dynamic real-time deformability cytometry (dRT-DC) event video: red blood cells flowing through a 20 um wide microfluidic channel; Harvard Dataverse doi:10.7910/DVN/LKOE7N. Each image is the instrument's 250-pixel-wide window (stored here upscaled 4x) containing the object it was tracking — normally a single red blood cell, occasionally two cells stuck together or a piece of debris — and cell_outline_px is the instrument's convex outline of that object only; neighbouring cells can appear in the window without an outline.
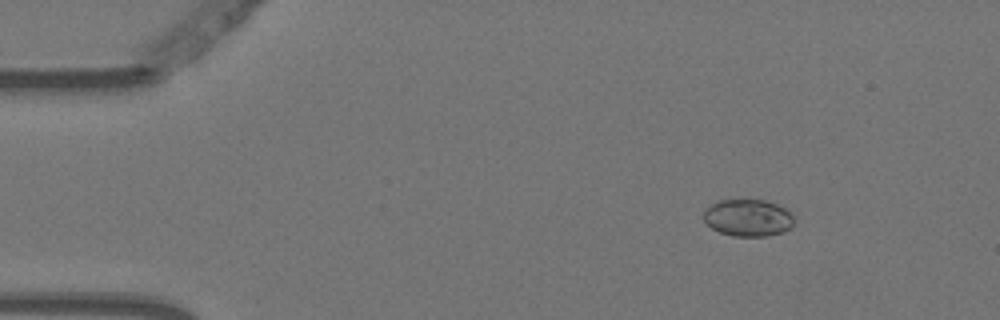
{"species": "Egyptian fruit bat (a non-hibernating species)", "species_latin": "Rousettus aegyptiacus", "temperature_condition": "warm", "stored_images_in_passage": 7, "camera_frame_rate_fps": 3000, "um_per_image_px": 0.085, "animal": {"sex": "female"}, "frame": {"image": 1, "passage_image": 2, "time_ms": 0.333, "image_size_px": [1000, 320], "cell_outline_px": [[792, 224], [784, 232], [768, 236], [732, 236], [720, 232], [712, 228], [704, 220], [704, 212], [712, 204], [720, 200], [764, 200], [776, 204], [792, 212]], "centroid_in_image_um": [63.59, 18.52], "position_along_channel_um": 21.4, "area_um2": 19.31}}
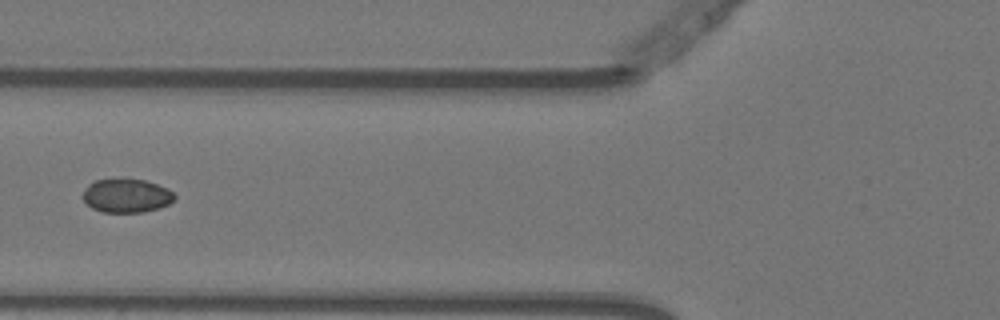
{"frame": {"image": 2, "passage_image": 6, "time_ms": 1.667, "image_size_px": [1000, 320], "cell_outline_px": [[176, 196], [168, 204], [160, 208], [144, 212], [100, 212], [92, 208], [80, 196], [88, 184], [92, 180], [120, 176], [124, 176], [144, 180], [168, 188]], "centroid_in_image_um": [10.7, 16.58], "position_along_channel_um": 115.1, "area_um2": 18.73}}
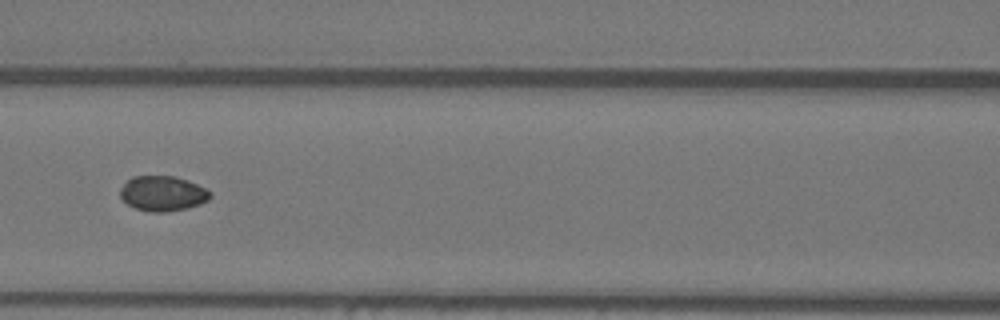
{"frame": {"image": 3, "passage_image": 7, "time_ms": 2.0, "image_size_px": [1000, 320], "cell_outline_px": [[212, 196], [208, 200], [200, 204], [188, 208], [168, 212], [152, 212], [136, 208], [128, 204], [120, 196], [120, 188], [132, 176], [176, 176], [188, 180], [212, 192]], "centroid_in_image_um": [13.85, 16.44], "position_along_channel_um": 152.8, "area_um2": 18.44}}